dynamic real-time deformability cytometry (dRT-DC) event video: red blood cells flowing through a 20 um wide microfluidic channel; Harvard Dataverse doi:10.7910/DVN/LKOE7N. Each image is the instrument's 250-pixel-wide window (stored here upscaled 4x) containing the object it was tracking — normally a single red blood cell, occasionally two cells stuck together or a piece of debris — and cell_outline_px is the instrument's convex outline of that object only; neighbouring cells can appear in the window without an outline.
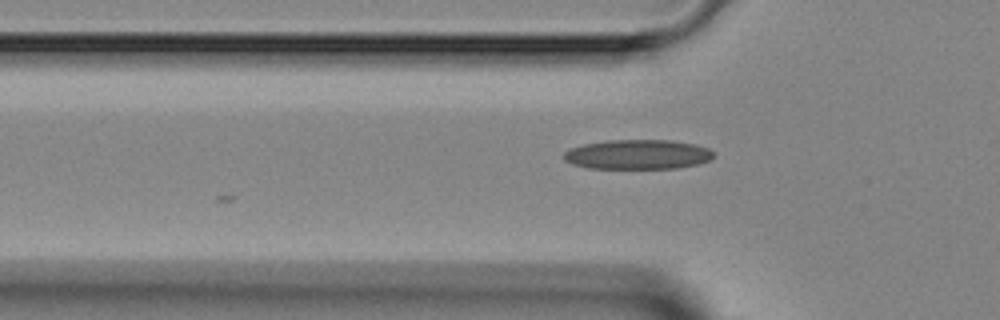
{"species": "Egyptian fruit bat (a non-hibernating species)", "species_latin": "Rousettus aegyptiacus", "temperature_condition": "room temperature", "stored_images_in_passage": 3, "camera_frame_rate_fps": 3000, "um_per_image_px": 0.085, "animal": {"sex": "female"}, "frame": {"image": 1, "passage_image": 2, "time_ms": 1.0, "image_size_px": [1000, 320], "cell_outline_px": [[712, 156], [708, 160], [700, 164], [676, 168], [588, 168], [572, 164], [564, 160], [564, 152], [572, 148], [584, 144], [608, 140], [672, 140], [696, 144], [708, 148], [712, 152]], "centroid_in_image_um": [54.2, 13.12], "position_along_channel_um": 71.6, "area_um2": 25.78}}
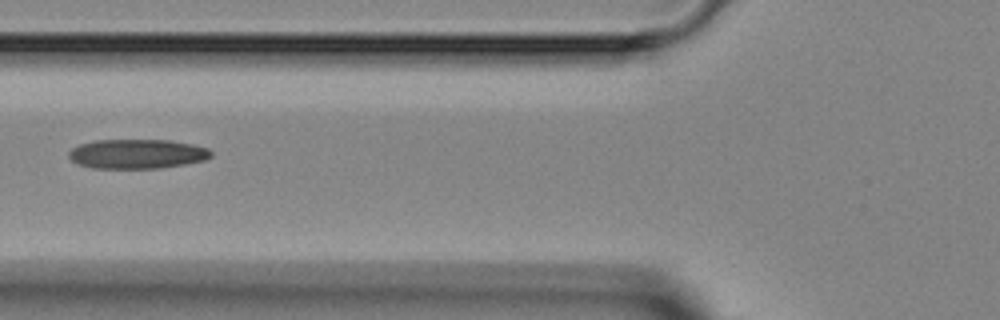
{"frame": {"image": 2, "passage_image": 3, "time_ms": 2.0, "image_size_px": [1000, 320], "cell_outline_px": [[212, 156], [204, 160], [184, 164], [160, 168], [92, 168], [76, 164], [68, 156], [68, 152], [72, 148], [80, 144], [96, 140], [172, 140], [192, 144], [208, 148], [212, 152]], "centroid_in_image_um": [11.64, 13.08], "position_along_channel_um": 114.2, "area_um2": 24.51}}